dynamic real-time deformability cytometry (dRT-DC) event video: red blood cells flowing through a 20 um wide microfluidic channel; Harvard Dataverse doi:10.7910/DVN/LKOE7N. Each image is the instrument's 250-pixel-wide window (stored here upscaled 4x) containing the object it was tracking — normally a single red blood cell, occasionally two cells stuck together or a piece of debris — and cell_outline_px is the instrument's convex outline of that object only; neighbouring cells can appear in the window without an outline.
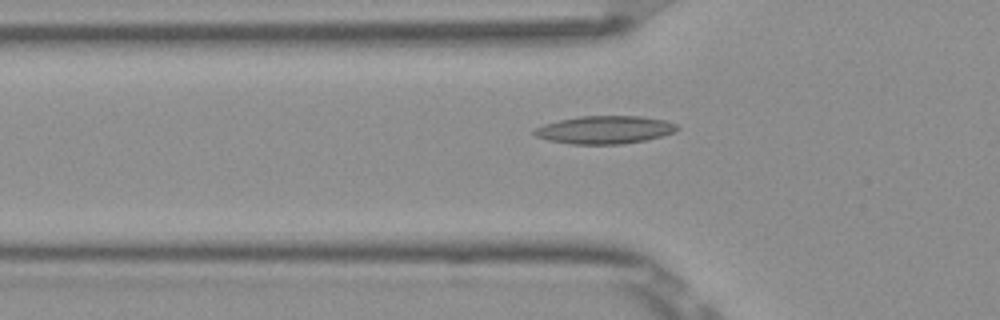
{"species": "Egyptian fruit bat (a non-hibernating species)", "species_latin": "Rousettus aegyptiacus", "temperature_condition": "room temperature", "stored_images_in_passage": 39, "camera_frame_rate_fps": 3000, "um_per_image_px": 0.085, "frame": {"image": 1, "passage_image": 8, "time_ms": 2.333, "image_size_px": [1000, 320], "cell_outline_px": [[680, 128], [672, 132], [648, 140], [620, 144], [572, 144], [548, 140], [536, 136], [532, 132], [536, 128], [544, 124], [560, 120], [580, 116], [640, 116], [664, 120], [676, 124]], "centroid_in_image_um": [51.4, 11.03], "position_along_channel_um": 74.4, "area_um2": 23.06}}
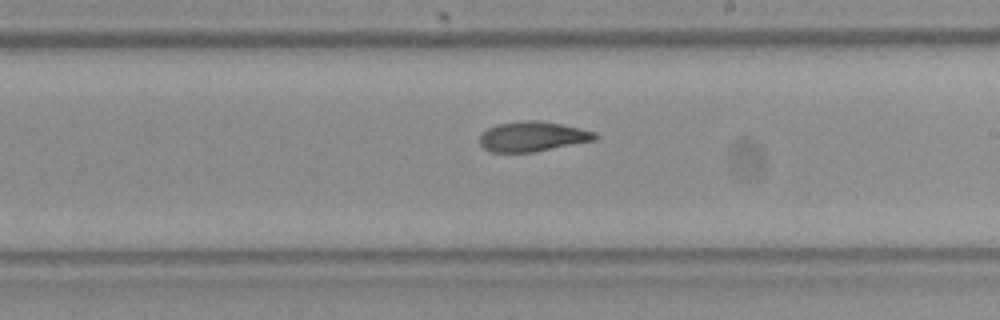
{"frame": {"image": 2, "passage_image": 21, "time_ms": 6.667, "image_size_px": [1000, 320], "cell_outline_px": [[596, 140], [532, 152], [488, 152], [480, 144], [480, 136], [488, 128], [496, 124], [520, 120], [536, 120], [560, 124], [580, 128], [596, 132]], "centroid_in_image_um": [45.24, 11.6], "position_along_channel_um": 243.8, "area_um2": 20.06}}
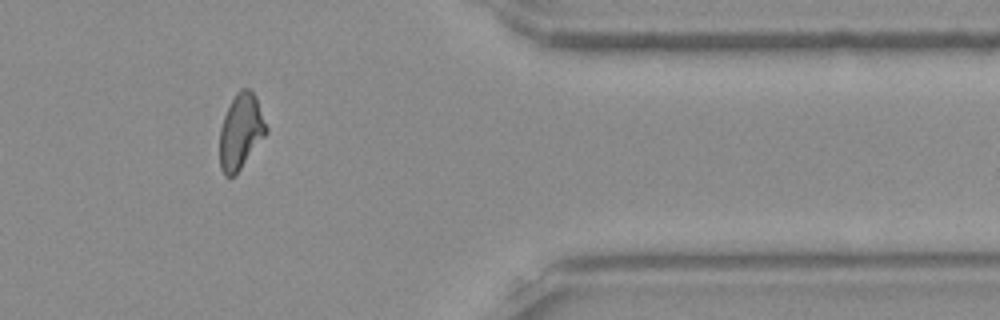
{"frame": {"image": 3, "passage_image": 34, "time_ms": 11.0, "image_size_px": [1000, 320], "cell_outline_px": [[268, 132], [236, 176], [224, 176], [220, 168], [220, 128], [224, 116], [236, 92], [240, 88], [248, 88], [256, 96], [268, 128]], "centroid_in_image_um": [20.48, 11.2], "position_along_channel_um": 390.9, "area_um2": 20.58}, "authors_computed_cell_mechanics": {"area_um2": 20.4034, "velocity_mm_per_s": 3.8792, "shape_relaxation_time_tau1_ms": 9.2386, "shape_relaxation_time_tau2_ms": 4.1247, "deformation_change_tau1": 0.238, "deformation_change_tau2": 0.1219}}